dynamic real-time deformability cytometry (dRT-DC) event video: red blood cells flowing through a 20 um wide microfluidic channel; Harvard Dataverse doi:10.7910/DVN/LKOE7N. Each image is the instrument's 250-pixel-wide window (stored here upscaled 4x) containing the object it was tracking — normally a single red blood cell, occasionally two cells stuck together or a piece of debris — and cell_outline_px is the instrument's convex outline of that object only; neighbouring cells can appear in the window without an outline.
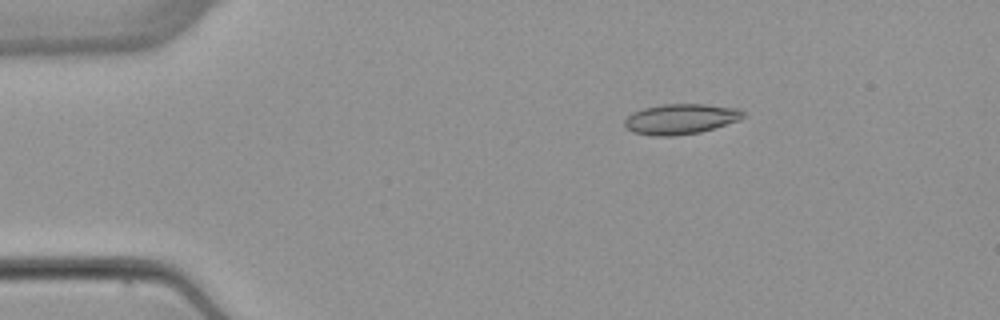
{"species": "common noctule bat (a hibernating species)", "species_latin": "Nyctalus noctula", "temperature_condition": "warm", "stored_images_in_passage": 7, "camera_frame_rate_fps": 3000, "um_per_image_px": 0.085, "animal": {"sex": "female", "body_mass_g": 22.7, "forearm_length_mm": 54.2}, "frame": {"image": 1, "passage_image": 3, "time_ms": 2.333, "image_size_px": [1000, 320], "cell_outline_px": [[744, 116], [740, 120], [700, 132], [672, 136], [652, 136], [632, 132], [624, 124], [624, 120], [632, 112], [644, 108], [664, 104], [704, 104], [740, 108], [744, 112]], "centroid_in_image_um": [57.86, 10.11], "position_along_channel_um": 27.1, "area_um2": 20.98}}
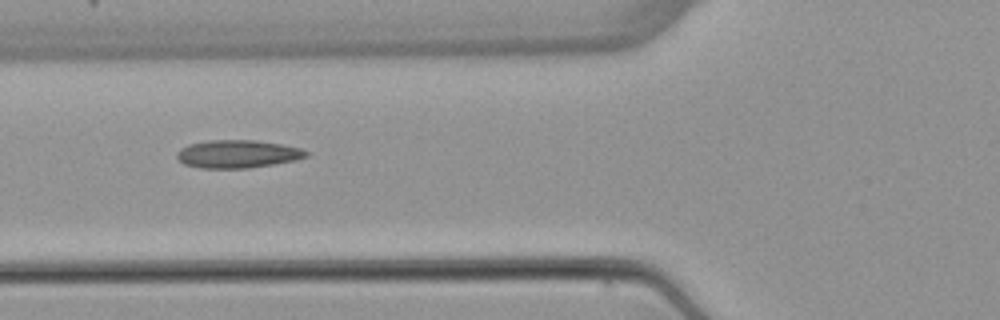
{"frame": {"image": 2, "passage_image": 6, "time_ms": 6.0, "image_size_px": [1000, 320], "cell_outline_px": [[308, 156], [296, 160], [248, 168], [200, 168], [184, 164], [176, 156], [176, 152], [180, 148], [188, 144], [208, 140], [256, 140], [280, 144], [300, 148], [308, 152]], "centroid_in_image_um": [20.16, 13.08], "position_along_channel_um": 105.6, "area_um2": 21.04}}
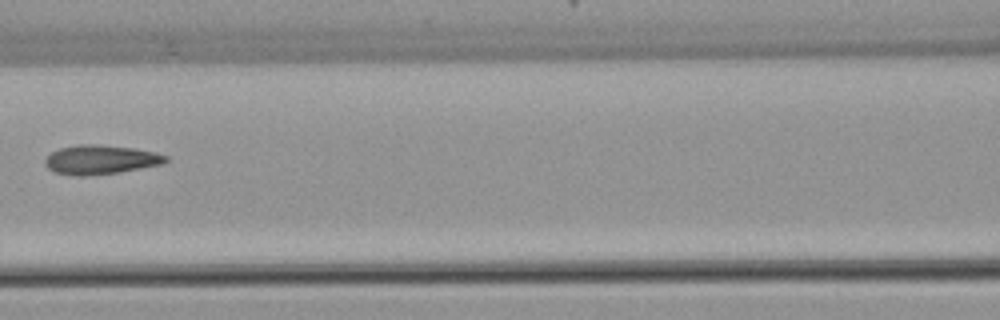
{"frame": {"image": 3, "passage_image": 7, "time_ms": 7.333, "image_size_px": [1000, 320], "cell_outline_px": [[168, 160], [160, 164], [120, 172], [84, 176], [76, 176], [56, 172], [48, 168], [44, 164], [44, 160], [52, 152], [60, 148], [76, 144], [96, 144], [136, 148], [156, 152], [168, 156]], "centroid_in_image_um": [8.54, 13.56], "position_along_channel_um": 158.1, "area_um2": 20.52}}